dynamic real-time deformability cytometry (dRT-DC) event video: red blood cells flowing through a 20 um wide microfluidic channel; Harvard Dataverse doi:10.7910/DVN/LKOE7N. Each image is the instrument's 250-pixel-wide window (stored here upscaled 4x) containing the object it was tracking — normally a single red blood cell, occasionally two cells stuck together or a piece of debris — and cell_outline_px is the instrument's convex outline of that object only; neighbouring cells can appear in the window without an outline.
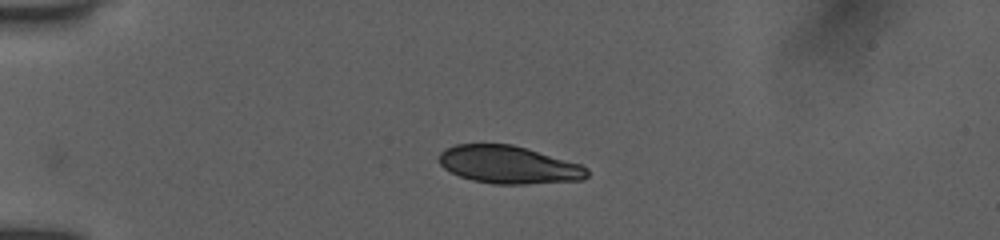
{"species": "human", "species_latin": "Homo sapiens", "temperature_condition": "room temperature", "stored_images_in_passage": 28, "camera_frame_rate_fps": 3000, "um_per_image_px": 0.085, "donor": {"sex": "female"}, "frame": {"image": 1, "passage_image": 1, "time_ms": 0.0, "image_size_px": [1000, 240], "cell_outline_px": [[588, 176], [584, 180], [528, 184], [492, 184], [472, 180], [460, 176], [444, 168], [436, 160], [440, 152], [444, 148], [456, 144], [512, 144], [580, 164], [588, 168]], "centroid_in_image_um": [43.21, 14.01], "position_along_channel_um": 41.8, "area_um2": 32.71}}
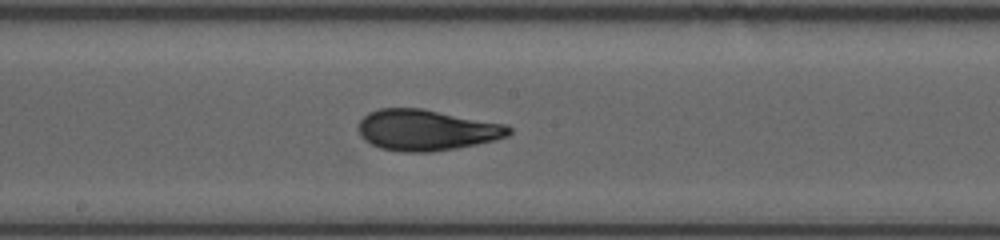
{"frame": {"image": 2, "passage_image": 14, "time_ms": 5.333, "image_size_px": [1000, 240], "cell_outline_px": [[512, 132], [508, 136], [496, 140], [456, 148], [432, 152], [400, 152], [380, 148], [364, 140], [360, 136], [356, 128], [360, 120], [368, 112], [380, 108], [424, 108], [508, 124], [512, 128]], "centroid_in_image_um": [36.26, 11.04], "position_along_channel_um": 211.9, "area_um2": 36.53}}
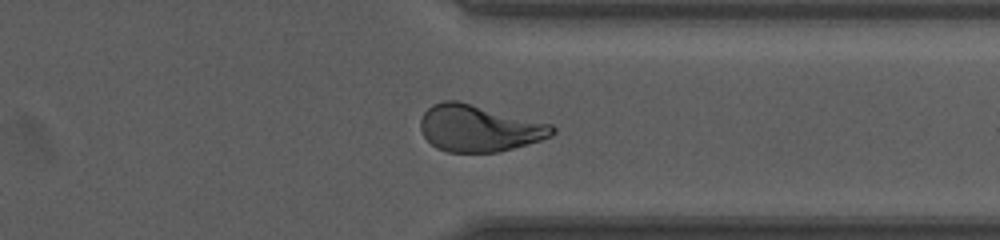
{"frame": {"image": 3, "passage_image": 24, "time_ms": 9.333, "image_size_px": [1000, 240], "cell_outline_px": [[556, 132], [552, 136], [540, 140], [512, 148], [496, 152], [448, 152], [436, 148], [424, 136], [420, 128], [420, 120], [424, 112], [432, 104], [444, 100], [456, 100], [552, 124], [556, 128]], "centroid_in_image_um": [40.71, 10.9], "position_along_channel_um": 370.7, "area_um2": 35.72}}